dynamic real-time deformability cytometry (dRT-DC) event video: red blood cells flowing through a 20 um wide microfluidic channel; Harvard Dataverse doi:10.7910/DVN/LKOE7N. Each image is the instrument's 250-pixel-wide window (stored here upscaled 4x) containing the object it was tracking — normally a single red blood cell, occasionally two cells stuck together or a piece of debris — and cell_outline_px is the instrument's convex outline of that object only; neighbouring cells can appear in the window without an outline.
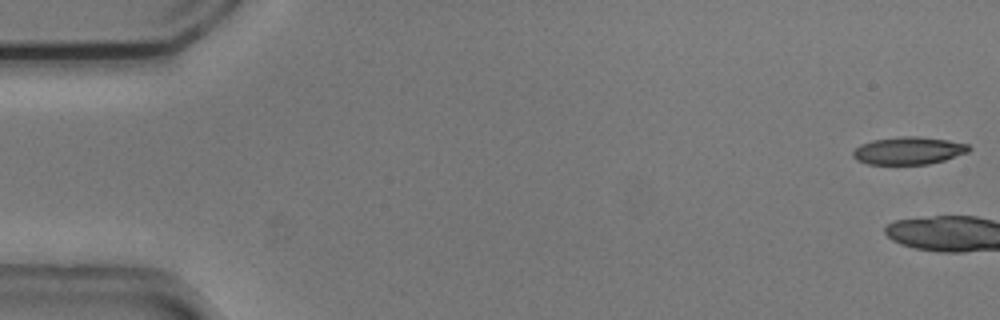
{"species": "common noctule bat (a hibernating species)", "species_latin": "Nyctalus noctula", "temperature_condition": "cold", "stored_images_in_passage": 3, "camera_frame_rate_fps": 3000, "um_per_image_px": 0.085, "animal": {"sex": "male", "body_mass_g": 20.5, "forearm_length_mm": 52.5}, "frame": {"image": 1, "passage_image": 1, "time_ms": 0.0, "image_size_px": [1000, 320], "cell_outline_px": [[972, 148], [968, 152], [944, 160], [928, 164], [868, 164], [856, 160], [852, 156], [852, 152], [860, 144], [872, 140], [900, 136], [920, 136], [948, 140], [968, 144]], "centroid_in_image_um": [77.22, 12.8], "position_along_channel_um": 7.8, "area_um2": 18.73}}